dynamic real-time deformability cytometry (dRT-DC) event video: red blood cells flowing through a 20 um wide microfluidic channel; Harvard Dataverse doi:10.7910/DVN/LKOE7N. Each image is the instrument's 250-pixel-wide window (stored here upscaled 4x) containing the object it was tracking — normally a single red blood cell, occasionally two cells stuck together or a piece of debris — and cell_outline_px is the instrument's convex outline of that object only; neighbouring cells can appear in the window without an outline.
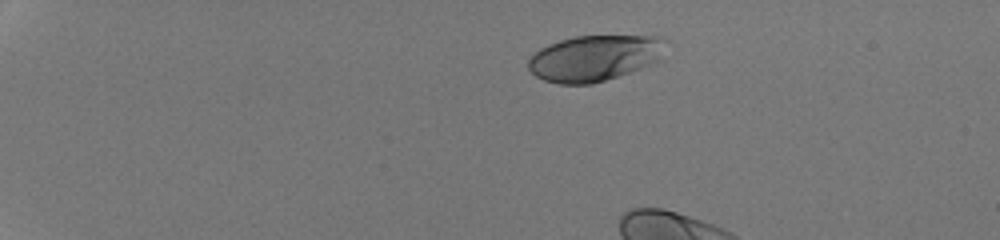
{"species": "human", "species_latin": "Homo sapiens", "temperature_condition": "room temperature", "stored_images_in_passage": 8, "camera_frame_rate_fps": 3000, "um_per_image_px": 0.085, "donor": {"sex": "male"}, "frame": {"image": 1, "passage_image": 1, "time_ms": 0.0, "image_size_px": [1000, 240], "cell_outline_px": [[672, 40], [660, 60], [656, 64], [592, 84], [560, 84], [544, 80], [536, 76], [528, 68], [528, 60], [540, 48], [548, 44], [560, 40], [576, 36], [664, 36]], "centroid_in_image_um": [50.65, 4.92], "position_along_channel_um": 34.3, "area_um2": 37.45}}